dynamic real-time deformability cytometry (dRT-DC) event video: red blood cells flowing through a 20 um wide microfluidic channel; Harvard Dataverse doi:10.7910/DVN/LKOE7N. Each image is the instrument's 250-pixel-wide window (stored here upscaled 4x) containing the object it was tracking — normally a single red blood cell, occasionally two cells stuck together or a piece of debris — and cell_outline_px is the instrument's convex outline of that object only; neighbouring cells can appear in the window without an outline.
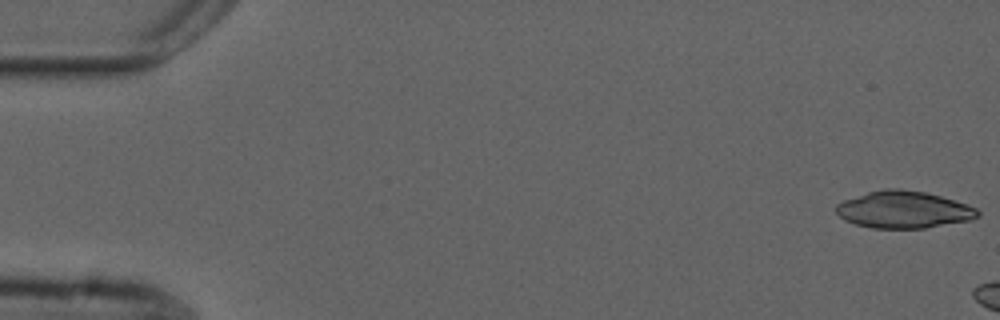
{"species": "common noctule bat (a hibernating species)", "species_latin": "Nyctalus noctula", "temperature_condition": "cold", "stored_images_in_passage": 5, "camera_frame_rate_fps": 3000, "um_per_image_px": 0.085, "animal": {"sex": "male", "forearm_length_mm": 52.5}, "frame": {"image": 1, "passage_image": 1, "time_ms": 0.0, "image_size_px": [1000, 320], "cell_outline_px": [[980, 216], [972, 220], [924, 228], [872, 228], [856, 224], [844, 220], [836, 212], [836, 204], [844, 200], [868, 192], [884, 188], [900, 188], [924, 192], [940, 196], [968, 204], [976, 208], [980, 212]], "centroid_in_image_um": [76.83, 17.82], "position_along_channel_um": 8.2, "area_um2": 30.63}}